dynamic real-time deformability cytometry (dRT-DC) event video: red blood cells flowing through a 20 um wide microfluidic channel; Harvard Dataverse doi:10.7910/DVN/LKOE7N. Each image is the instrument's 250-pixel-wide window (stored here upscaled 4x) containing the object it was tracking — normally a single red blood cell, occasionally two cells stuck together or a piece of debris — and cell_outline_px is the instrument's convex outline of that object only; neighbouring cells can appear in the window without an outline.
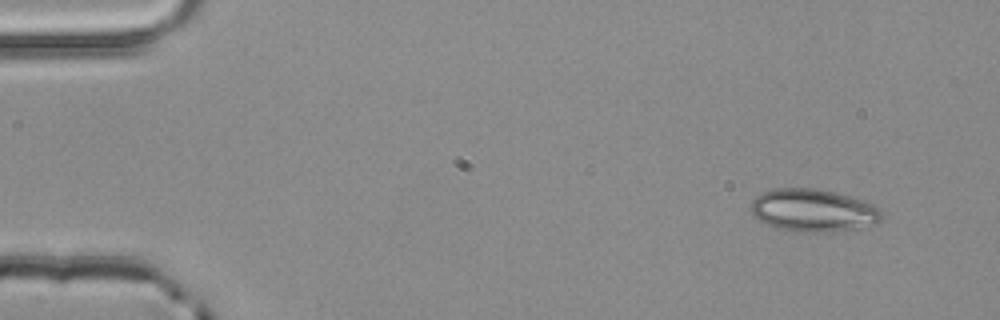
{"species": "common noctule bat (a hibernating species)", "species_latin": "Nyctalus noctula", "temperature_condition": "room temperature", "stored_images_in_passage": 3, "camera_frame_rate_fps": 3000, "um_per_image_px": 0.085, "animal": {"sex": "male", "body_mass_g": 20.4}, "frame": {"image": 1, "passage_image": 1, "time_ms": 0.0, "image_size_px": [1000, 320], "cell_outline_px": [[880, 220], [876, 224], [852, 228], [824, 232], [792, 232], [776, 228], [752, 216], [752, 200], [760, 192], [772, 188], [816, 188], [836, 192], [864, 200], [872, 204], [880, 212]], "centroid_in_image_um": [69.06, 17.87], "position_along_channel_um": 15.9, "area_um2": 32.48}}